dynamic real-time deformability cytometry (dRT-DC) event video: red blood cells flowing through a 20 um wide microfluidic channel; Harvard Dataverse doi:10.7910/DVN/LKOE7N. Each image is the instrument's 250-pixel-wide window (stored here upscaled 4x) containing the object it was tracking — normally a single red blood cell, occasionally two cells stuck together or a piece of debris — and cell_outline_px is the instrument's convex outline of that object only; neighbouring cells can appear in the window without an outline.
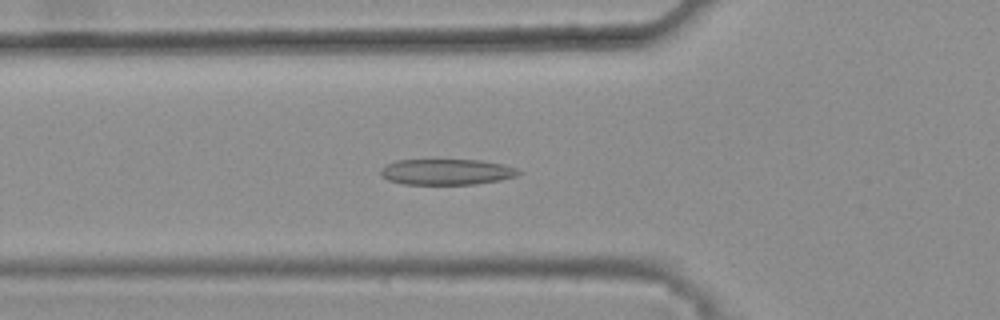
{"species": "common noctule bat (a hibernating species)", "species_latin": "Nyctalus noctula", "temperature_condition": "warm", "stored_images_in_passage": 29, "camera_frame_rate_fps": 3000, "um_per_image_px": 0.085, "animal": {"sex": "female", "body_mass_g": 25.1}, "frame": {"image": 1, "passage_image": 3, "time_ms": 0.667, "image_size_px": [1000, 320], "cell_outline_px": [[524, 172], [516, 176], [500, 180], [476, 184], [404, 184], [388, 180], [380, 176], [380, 168], [396, 160], [480, 160], [504, 164], [516, 168]], "centroid_in_image_um": [37.97, 14.61], "position_along_channel_um": 87.8, "area_um2": 20.87}}
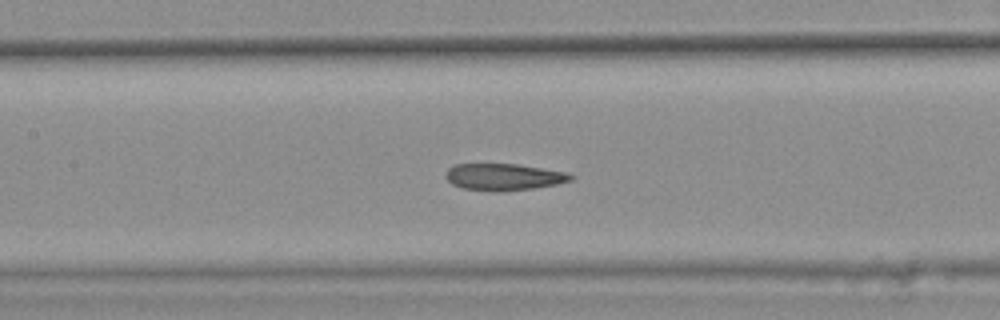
{"frame": {"image": 2, "passage_image": 9, "time_ms": 2.667, "image_size_px": [1000, 320], "cell_outline_px": [[576, 176], [572, 180], [556, 184], [532, 188], [500, 192], [496, 192], [464, 188], [452, 184], [444, 176], [448, 168], [456, 164], [516, 164], [568, 172]], "centroid_in_image_um": [42.83, 15.04], "position_along_channel_um": 164.6, "area_um2": 19.54}}
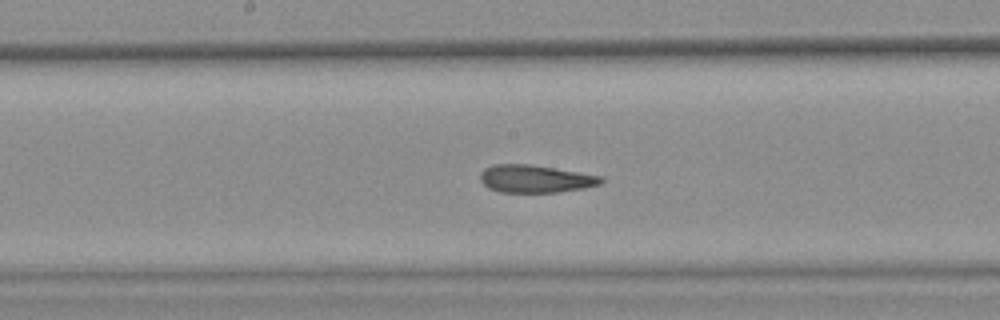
{"frame": {"image": 3, "passage_image": 12, "time_ms": 3.667, "image_size_px": [1000, 320], "cell_outline_px": [[604, 180], [600, 184], [584, 188], [556, 192], [500, 192], [488, 188], [480, 180], [480, 172], [484, 168], [492, 164], [532, 164], [604, 176]], "centroid_in_image_um": [45.5, 15.18], "position_along_channel_um": 202.7, "area_um2": 19.65}, "authors_computed_cell_mechanics": {"area_um2": 19.8832, "velocity_mm_per_s": 3.8219, "shape_relaxation_time_tau1_ms": null, "shape_relaxation_time_tau2_ms": 1.9604, "deformation_change_tau1": null, "deformation_change_tau2": 0.1063}}